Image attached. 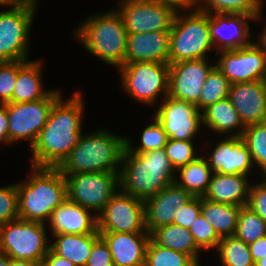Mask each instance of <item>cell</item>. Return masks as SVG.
Here are the masks:
<instances>
[{
	"mask_svg": "<svg viewBox=\"0 0 266 266\" xmlns=\"http://www.w3.org/2000/svg\"><path fill=\"white\" fill-rule=\"evenodd\" d=\"M50 248L76 266H85L91 254L94 242L100 237L99 231L88 234H57Z\"/></svg>",
	"mask_w": 266,
	"mask_h": 266,
	"instance_id": "27",
	"label": "cell"
},
{
	"mask_svg": "<svg viewBox=\"0 0 266 266\" xmlns=\"http://www.w3.org/2000/svg\"><path fill=\"white\" fill-rule=\"evenodd\" d=\"M17 78V61L0 62V104L12 102Z\"/></svg>",
	"mask_w": 266,
	"mask_h": 266,
	"instance_id": "41",
	"label": "cell"
},
{
	"mask_svg": "<svg viewBox=\"0 0 266 266\" xmlns=\"http://www.w3.org/2000/svg\"><path fill=\"white\" fill-rule=\"evenodd\" d=\"M85 266H113L110 249L101 236L94 242Z\"/></svg>",
	"mask_w": 266,
	"mask_h": 266,
	"instance_id": "44",
	"label": "cell"
},
{
	"mask_svg": "<svg viewBox=\"0 0 266 266\" xmlns=\"http://www.w3.org/2000/svg\"><path fill=\"white\" fill-rule=\"evenodd\" d=\"M121 15L128 34L170 31L177 10L153 0H131L120 3Z\"/></svg>",
	"mask_w": 266,
	"mask_h": 266,
	"instance_id": "13",
	"label": "cell"
},
{
	"mask_svg": "<svg viewBox=\"0 0 266 266\" xmlns=\"http://www.w3.org/2000/svg\"><path fill=\"white\" fill-rule=\"evenodd\" d=\"M158 1L160 3L168 4L172 7H174L177 11H191L192 9H195V0H153ZM191 8V10H190Z\"/></svg>",
	"mask_w": 266,
	"mask_h": 266,
	"instance_id": "48",
	"label": "cell"
},
{
	"mask_svg": "<svg viewBox=\"0 0 266 266\" xmlns=\"http://www.w3.org/2000/svg\"><path fill=\"white\" fill-rule=\"evenodd\" d=\"M42 61H17V78L12 102L23 103L46 98L53 90L44 91Z\"/></svg>",
	"mask_w": 266,
	"mask_h": 266,
	"instance_id": "25",
	"label": "cell"
},
{
	"mask_svg": "<svg viewBox=\"0 0 266 266\" xmlns=\"http://www.w3.org/2000/svg\"><path fill=\"white\" fill-rule=\"evenodd\" d=\"M170 31L128 34L125 63H169Z\"/></svg>",
	"mask_w": 266,
	"mask_h": 266,
	"instance_id": "21",
	"label": "cell"
},
{
	"mask_svg": "<svg viewBox=\"0 0 266 266\" xmlns=\"http://www.w3.org/2000/svg\"><path fill=\"white\" fill-rule=\"evenodd\" d=\"M0 142L9 143L7 103L0 104Z\"/></svg>",
	"mask_w": 266,
	"mask_h": 266,
	"instance_id": "45",
	"label": "cell"
},
{
	"mask_svg": "<svg viewBox=\"0 0 266 266\" xmlns=\"http://www.w3.org/2000/svg\"><path fill=\"white\" fill-rule=\"evenodd\" d=\"M126 1H131V0H119L120 3L126 2Z\"/></svg>",
	"mask_w": 266,
	"mask_h": 266,
	"instance_id": "56",
	"label": "cell"
},
{
	"mask_svg": "<svg viewBox=\"0 0 266 266\" xmlns=\"http://www.w3.org/2000/svg\"><path fill=\"white\" fill-rule=\"evenodd\" d=\"M0 5H9V7H11L12 3L11 0H0Z\"/></svg>",
	"mask_w": 266,
	"mask_h": 266,
	"instance_id": "54",
	"label": "cell"
},
{
	"mask_svg": "<svg viewBox=\"0 0 266 266\" xmlns=\"http://www.w3.org/2000/svg\"><path fill=\"white\" fill-rule=\"evenodd\" d=\"M31 167L30 178L16 184L19 218L45 223L52 212L68 199L67 182L58 168Z\"/></svg>",
	"mask_w": 266,
	"mask_h": 266,
	"instance_id": "3",
	"label": "cell"
},
{
	"mask_svg": "<svg viewBox=\"0 0 266 266\" xmlns=\"http://www.w3.org/2000/svg\"><path fill=\"white\" fill-rule=\"evenodd\" d=\"M241 207L215 203L201 197V215L211 224L220 238L235 234Z\"/></svg>",
	"mask_w": 266,
	"mask_h": 266,
	"instance_id": "28",
	"label": "cell"
},
{
	"mask_svg": "<svg viewBox=\"0 0 266 266\" xmlns=\"http://www.w3.org/2000/svg\"><path fill=\"white\" fill-rule=\"evenodd\" d=\"M145 266H201L191 256L162 247L151 238L146 248Z\"/></svg>",
	"mask_w": 266,
	"mask_h": 266,
	"instance_id": "33",
	"label": "cell"
},
{
	"mask_svg": "<svg viewBox=\"0 0 266 266\" xmlns=\"http://www.w3.org/2000/svg\"><path fill=\"white\" fill-rule=\"evenodd\" d=\"M195 2L197 10L208 14H247L256 21H260L262 16L261 0H195Z\"/></svg>",
	"mask_w": 266,
	"mask_h": 266,
	"instance_id": "31",
	"label": "cell"
},
{
	"mask_svg": "<svg viewBox=\"0 0 266 266\" xmlns=\"http://www.w3.org/2000/svg\"><path fill=\"white\" fill-rule=\"evenodd\" d=\"M43 262L47 266H76L68 259L57 255L51 248L47 255L44 257Z\"/></svg>",
	"mask_w": 266,
	"mask_h": 266,
	"instance_id": "47",
	"label": "cell"
},
{
	"mask_svg": "<svg viewBox=\"0 0 266 266\" xmlns=\"http://www.w3.org/2000/svg\"><path fill=\"white\" fill-rule=\"evenodd\" d=\"M107 243L113 266H145L150 233H100Z\"/></svg>",
	"mask_w": 266,
	"mask_h": 266,
	"instance_id": "23",
	"label": "cell"
},
{
	"mask_svg": "<svg viewBox=\"0 0 266 266\" xmlns=\"http://www.w3.org/2000/svg\"><path fill=\"white\" fill-rule=\"evenodd\" d=\"M19 219L18 189L16 184L0 188V226Z\"/></svg>",
	"mask_w": 266,
	"mask_h": 266,
	"instance_id": "40",
	"label": "cell"
},
{
	"mask_svg": "<svg viewBox=\"0 0 266 266\" xmlns=\"http://www.w3.org/2000/svg\"><path fill=\"white\" fill-rule=\"evenodd\" d=\"M189 231L200 250L217 249L221 238L202 215L195 220Z\"/></svg>",
	"mask_w": 266,
	"mask_h": 266,
	"instance_id": "39",
	"label": "cell"
},
{
	"mask_svg": "<svg viewBox=\"0 0 266 266\" xmlns=\"http://www.w3.org/2000/svg\"><path fill=\"white\" fill-rule=\"evenodd\" d=\"M216 250L222 266H255L249 245L235 235L221 238Z\"/></svg>",
	"mask_w": 266,
	"mask_h": 266,
	"instance_id": "32",
	"label": "cell"
},
{
	"mask_svg": "<svg viewBox=\"0 0 266 266\" xmlns=\"http://www.w3.org/2000/svg\"><path fill=\"white\" fill-rule=\"evenodd\" d=\"M37 266H47L44 262H40L37 264Z\"/></svg>",
	"mask_w": 266,
	"mask_h": 266,
	"instance_id": "55",
	"label": "cell"
},
{
	"mask_svg": "<svg viewBox=\"0 0 266 266\" xmlns=\"http://www.w3.org/2000/svg\"><path fill=\"white\" fill-rule=\"evenodd\" d=\"M231 83L215 66L207 76L201 90V96L196 104L197 109L202 112L208 106L217 101L228 98Z\"/></svg>",
	"mask_w": 266,
	"mask_h": 266,
	"instance_id": "34",
	"label": "cell"
},
{
	"mask_svg": "<svg viewBox=\"0 0 266 266\" xmlns=\"http://www.w3.org/2000/svg\"><path fill=\"white\" fill-rule=\"evenodd\" d=\"M0 266H9V256L0 250Z\"/></svg>",
	"mask_w": 266,
	"mask_h": 266,
	"instance_id": "52",
	"label": "cell"
},
{
	"mask_svg": "<svg viewBox=\"0 0 266 266\" xmlns=\"http://www.w3.org/2000/svg\"><path fill=\"white\" fill-rule=\"evenodd\" d=\"M262 182L252 184L247 205L266 222V177Z\"/></svg>",
	"mask_w": 266,
	"mask_h": 266,
	"instance_id": "43",
	"label": "cell"
},
{
	"mask_svg": "<svg viewBox=\"0 0 266 266\" xmlns=\"http://www.w3.org/2000/svg\"><path fill=\"white\" fill-rule=\"evenodd\" d=\"M154 122L144 128L141 135V145L132 147L133 143L126 138V148L132 153H145L148 151L163 149L167 143L168 137L158 120L152 116Z\"/></svg>",
	"mask_w": 266,
	"mask_h": 266,
	"instance_id": "37",
	"label": "cell"
},
{
	"mask_svg": "<svg viewBox=\"0 0 266 266\" xmlns=\"http://www.w3.org/2000/svg\"><path fill=\"white\" fill-rule=\"evenodd\" d=\"M67 182L68 199L98 215L120 189L119 173L93 172L63 174Z\"/></svg>",
	"mask_w": 266,
	"mask_h": 266,
	"instance_id": "9",
	"label": "cell"
},
{
	"mask_svg": "<svg viewBox=\"0 0 266 266\" xmlns=\"http://www.w3.org/2000/svg\"><path fill=\"white\" fill-rule=\"evenodd\" d=\"M249 248L254 263L266 257V236L257 239L253 243H250Z\"/></svg>",
	"mask_w": 266,
	"mask_h": 266,
	"instance_id": "46",
	"label": "cell"
},
{
	"mask_svg": "<svg viewBox=\"0 0 266 266\" xmlns=\"http://www.w3.org/2000/svg\"><path fill=\"white\" fill-rule=\"evenodd\" d=\"M35 9L11 5L0 11V62L29 61V32Z\"/></svg>",
	"mask_w": 266,
	"mask_h": 266,
	"instance_id": "12",
	"label": "cell"
},
{
	"mask_svg": "<svg viewBox=\"0 0 266 266\" xmlns=\"http://www.w3.org/2000/svg\"><path fill=\"white\" fill-rule=\"evenodd\" d=\"M201 215V197H192L177 211L173 224L190 229Z\"/></svg>",
	"mask_w": 266,
	"mask_h": 266,
	"instance_id": "42",
	"label": "cell"
},
{
	"mask_svg": "<svg viewBox=\"0 0 266 266\" xmlns=\"http://www.w3.org/2000/svg\"><path fill=\"white\" fill-rule=\"evenodd\" d=\"M191 198L187 191L174 182L146 199L144 201L146 230L151 234L159 227L173 224L177 211Z\"/></svg>",
	"mask_w": 266,
	"mask_h": 266,
	"instance_id": "18",
	"label": "cell"
},
{
	"mask_svg": "<svg viewBox=\"0 0 266 266\" xmlns=\"http://www.w3.org/2000/svg\"><path fill=\"white\" fill-rule=\"evenodd\" d=\"M81 91L53 104L47 122L32 145L31 166L58 168L78 143L82 132L84 102Z\"/></svg>",
	"mask_w": 266,
	"mask_h": 266,
	"instance_id": "1",
	"label": "cell"
},
{
	"mask_svg": "<svg viewBox=\"0 0 266 266\" xmlns=\"http://www.w3.org/2000/svg\"><path fill=\"white\" fill-rule=\"evenodd\" d=\"M60 97V91L53 90L46 98L36 101L7 103L9 143L29 140L31 148Z\"/></svg>",
	"mask_w": 266,
	"mask_h": 266,
	"instance_id": "10",
	"label": "cell"
},
{
	"mask_svg": "<svg viewBox=\"0 0 266 266\" xmlns=\"http://www.w3.org/2000/svg\"><path fill=\"white\" fill-rule=\"evenodd\" d=\"M216 54L215 65L231 84L266 80V57L255 42Z\"/></svg>",
	"mask_w": 266,
	"mask_h": 266,
	"instance_id": "14",
	"label": "cell"
},
{
	"mask_svg": "<svg viewBox=\"0 0 266 266\" xmlns=\"http://www.w3.org/2000/svg\"><path fill=\"white\" fill-rule=\"evenodd\" d=\"M92 210L66 199L51 214L49 230L57 234H88L98 231L97 215L91 216Z\"/></svg>",
	"mask_w": 266,
	"mask_h": 266,
	"instance_id": "22",
	"label": "cell"
},
{
	"mask_svg": "<svg viewBox=\"0 0 266 266\" xmlns=\"http://www.w3.org/2000/svg\"><path fill=\"white\" fill-rule=\"evenodd\" d=\"M78 27L75 37L89 53L117 68L125 64L128 33L117 9L92 15Z\"/></svg>",
	"mask_w": 266,
	"mask_h": 266,
	"instance_id": "5",
	"label": "cell"
},
{
	"mask_svg": "<svg viewBox=\"0 0 266 266\" xmlns=\"http://www.w3.org/2000/svg\"><path fill=\"white\" fill-rule=\"evenodd\" d=\"M207 62L196 59L169 64L168 96L196 105L208 74L216 66Z\"/></svg>",
	"mask_w": 266,
	"mask_h": 266,
	"instance_id": "16",
	"label": "cell"
},
{
	"mask_svg": "<svg viewBox=\"0 0 266 266\" xmlns=\"http://www.w3.org/2000/svg\"><path fill=\"white\" fill-rule=\"evenodd\" d=\"M192 141L167 140L163 149L175 171L199 157L196 155V148H194Z\"/></svg>",
	"mask_w": 266,
	"mask_h": 266,
	"instance_id": "38",
	"label": "cell"
},
{
	"mask_svg": "<svg viewBox=\"0 0 266 266\" xmlns=\"http://www.w3.org/2000/svg\"><path fill=\"white\" fill-rule=\"evenodd\" d=\"M119 173L120 189L145 201L174 183L177 172L164 149L132 153L127 148L122 157Z\"/></svg>",
	"mask_w": 266,
	"mask_h": 266,
	"instance_id": "2",
	"label": "cell"
},
{
	"mask_svg": "<svg viewBox=\"0 0 266 266\" xmlns=\"http://www.w3.org/2000/svg\"><path fill=\"white\" fill-rule=\"evenodd\" d=\"M247 177L243 174L213 172L204 198L215 203L246 206L251 187Z\"/></svg>",
	"mask_w": 266,
	"mask_h": 266,
	"instance_id": "24",
	"label": "cell"
},
{
	"mask_svg": "<svg viewBox=\"0 0 266 266\" xmlns=\"http://www.w3.org/2000/svg\"><path fill=\"white\" fill-rule=\"evenodd\" d=\"M150 238L158 245L179 251L191 256L199 264V251H201L190 233L189 229L169 224L155 229Z\"/></svg>",
	"mask_w": 266,
	"mask_h": 266,
	"instance_id": "29",
	"label": "cell"
},
{
	"mask_svg": "<svg viewBox=\"0 0 266 266\" xmlns=\"http://www.w3.org/2000/svg\"><path fill=\"white\" fill-rule=\"evenodd\" d=\"M126 138L111 134L108 130H97L91 134H81L64 162L58 167L62 174L93 172L120 173Z\"/></svg>",
	"mask_w": 266,
	"mask_h": 266,
	"instance_id": "4",
	"label": "cell"
},
{
	"mask_svg": "<svg viewBox=\"0 0 266 266\" xmlns=\"http://www.w3.org/2000/svg\"><path fill=\"white\" fill-rule=\"evenodd\" d=\"M39 262L30 260H15L9 257V266H37Z\"/></svg>",
	"mask_w": 266,
	"mask_h": 266,
	"instance_id": "51",
	"label": "cell"
},
{
	"mask_svg": "<svg viewBox=\"0 0 266 266\" xmlns=\"http://www.w3.org/2000/svg\"><path fill=\"white\" fill-rule=\"evenodd\" d=\"M247 14H209L210 38L216 51L233 50L249 45L252 38ZM216 46V47H215ZM218 47V48H217Z\"/></svg>",
	"mask_w": 266,
	"mask_h": 266,
	"instance_id": "17",
	"label": "cell"
},
{
	"mask_svg": "<svg viewBox=\"0 0 266 266\" xmlns=\"http://www.w3.org/2000/svg\"><path fill=\"white\" fill-rule=\"evenodd\" d=\"M46 223L16 219L0 226V250L15 260L43 262L50 250Z\"/></svg>",
	"mask_w": 266,
	"mask_h": 266,
	"instance_id": "7",
	"label": "cell"
},
{
	"mask_svg": "<svg viewBox=\"0 0 266 266\" xmlns=\"http://www.w3.org/2000/svg\"><path fill=\"white\" fill-rule=\"evenodd\" d=\"M180 179L175 183L187 191L192 197H204L208 190L213 170L208 164L207 158L198 157L196 160L177 170Z\"/></svg>",
	"mask_w": 266,
	"mask_h": 266,
	"instance_id": "30",
	"label": "cell"
},
{
	"mask_svg": "<svg viewBox=\"0 0 266 266\" xmlns=\"http://www.w3.org/2000/svg\"><path fill=\"white\" fill-rule=\"evenodd\" d=\"M97 219L99 233H149L145 226L144 201L121 189L112 196Z\"/></svg>",
	"mask_w": 266,
	"mask_h": 266,
	"instance_id": "11",
	"label": "cell"
},
{
	"mask_svg": "<svg viewBox=\"0 0 266 266\" xmlns=\"http://www.w3.org/2000/svg\"><path fill=\"white\" fill-rule=\"evenodd\" d=\"M241 138L251 153L254 165L262 170L261 177H266V121L246 126Z\"/></svg>",
	"mask_w": 266,
	"mask_h": 266,
	"instance_id": "35",
	"label": "cell"
},
{
	"mask_svg": "<svg viewBox=\"0 0 266 266\" xmlns=\"http://www.w3.org/2000/svg\"><path fill=\"white\" fill-rule=\"evenodd\" d=\"M202 125L216 134L222 133L224 136V134L230 133L228 137H242L245 129L229 98L217 101L204 109L202 111ZM238 128L240 131L235 132V129L239 130Z\"/></svg>",
	"mask_w": 266,
	"mask_h": 266,
	"instance_id": "26",
	"label": "cell"
},
{
	"mask_svg": "<svg viewBox=\"0 0 266 266\" xmlns=\"http://www.w3.org/2000/svg\"><path fill=\"white\" fill-rule=\"evenodd\" d=\"M153 117L164 128L168 139L193 140L202 125V112L195 104L166 96Z\"/></svg>",
	"mask_w": 266,
	"mask_h": 266,
	"instance_id": "15",
	"label": "cell"
},
{
	"mask_svg": "<svg viewBox=\"0 0 266 266\" xmlns=\"http://www.w3.org/2000/svg\"><path fill=\"white\" fill-rule=\"evenodd\" d=\"M38 0H11L12 5L14 6H25L36 9Z\"/></svg>",
	"mask_w": 266,
	"mask_h": 266,
	"instance_id": "50",
	"label": "cell"
},
{
	"mask_svg": "<svg viewBox=\"0 0 266 266\" xmlns=\"http://www.w3.org/2000/svg\"><path fill=\"white\" fill-rule=\"evenodd\" d=\"M228 98L245 127L266 121V80L231 84Z\"/></svg>",
	"mask_w": 266,
	"mask_h": 266,
	"instance_id": "19",
	"label": "cell"
},
{
	"mask_svg": "<svg viewBox=\"0 0 266 266\" xmlns=\"http://www.w3.org/2000/svg\"><path fill=\"white\" fill-rule=\"evenodd\" d=\"M234 235L249 245L266 236V222L248 206H242Z\"/></svg>",
	"mask_w": 266,
	"mask_h": 266,
	"instance_id": "36",
	"label": "cell"
},
{
	"mask_svg": "<svg viewBox=\"0 0 266 266\" xmlns=\"http://www.w3.org/2000/svg\"><path fill=\"white\" fill-rule=\"evenodd\" d=\"M118 68L124 91L140 103L156 105L158 95H168L169 63H125Z\"/></svg>",
	"mask_w": 266,
	"mask_h": 266,
	"instance_id": "8",
	"label": "cell"
},
{
	"mask_svg": "<svg viewBox=\"0 0 266 266\" xmlns=\"http://www.w3.org/2000/svg\"><path fill=\"white\" fill-rule=\"evenodd\" d=\"M208 153V164L214 172L221 174H243L248 176L254 168L251 153L241 137H227Z\"/></svg>",
	"mask_w": 266,
	"mask_h": 266,
	"instance_id": "20",
	"label": "cell"
},
{
	"mask_svg": "<svg viewBox=\"0 0 266 266\" xmlns=\"http://www.w3.org/2000/svg\"><path fill=\"white\" fill-rule=\"evenodd\" d=\"M257 40L258 42H256L255 44L260 48V50L266 57V25L264 26L263 31L260 32L259 39Z\"/></svg>",
	"mask_w": 266,
	"mask_h": 266,
	"instance_id": "49",
	"label": "cell"
},
{
	"mask_svg": "<svg viewBox=\"0 0 266 266\" xmlns=\"http://www.w3.org/2000/svg\"><path fill=\"white\" fill-rule=\"evenodd\" d=\"M255 266H266V257L258 260L256 263H255Z\"/></svg>",
	"mask_w": 266,
	"mask_h": 266,
	"instance_id": "53",
	"label": "cell"
},
{
	"mask_svg": "<svg viewBox=\"0 0 266 266\" xmlns=\"http://www.w3.org/2000/svg\"><path fill=\"white\" fill-rule=\"evenodd\" d=\"M177 11L170 30L169 64L207 59L215 50L210 38L209 14L193 9L188 15Z\"/></svg>",
	"mask_w": 266,
	"mask_h": 266,
	"instance_id": "6",
	"label": "cell"
}]
</instances>
